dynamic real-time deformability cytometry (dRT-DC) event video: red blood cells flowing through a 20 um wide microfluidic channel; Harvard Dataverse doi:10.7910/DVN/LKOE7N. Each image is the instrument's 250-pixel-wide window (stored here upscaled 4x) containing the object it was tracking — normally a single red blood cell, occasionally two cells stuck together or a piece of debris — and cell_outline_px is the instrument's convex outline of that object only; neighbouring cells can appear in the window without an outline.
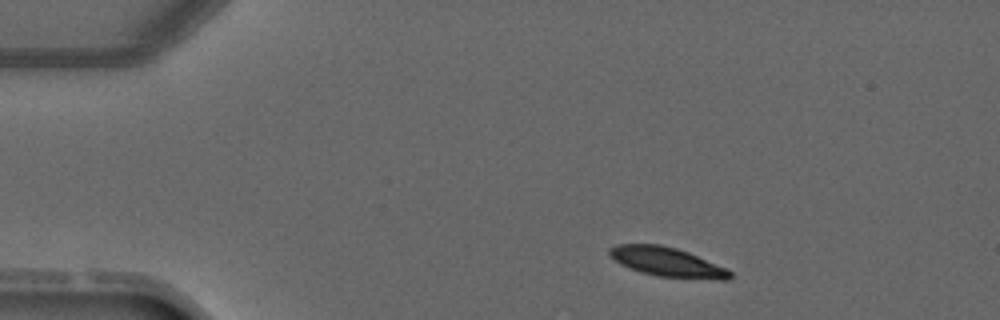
{"species": "common noctule bat (a hibernating species)", "species_latin": "Nyctalus noctula", "temperature_condition": "warm", "stored_images_in_passage": 2, "camera_frame_rate_fps": 3000, "um_per_image_px": 0.085, "animal": {"sex": "male", "forearm_length_mm": 52.5}, "frame": {"image": 1, "passage_image": 1, "time_ms": 0.0, "image_size_px": [1000, 320], "cell_outline_px": [[732, 276], [728, 280], [716, 280], [660, 276], [640, 272], [620, 264], [608, 256], [608, 248], [616, 244], [660, 244], [676, 248], [688, 252], [728, 268], [732, 272]], "centroid_in_image_um": [56.71, 22.27], "position_along_channel_um": 28.3, "area_um2": 20.81}}